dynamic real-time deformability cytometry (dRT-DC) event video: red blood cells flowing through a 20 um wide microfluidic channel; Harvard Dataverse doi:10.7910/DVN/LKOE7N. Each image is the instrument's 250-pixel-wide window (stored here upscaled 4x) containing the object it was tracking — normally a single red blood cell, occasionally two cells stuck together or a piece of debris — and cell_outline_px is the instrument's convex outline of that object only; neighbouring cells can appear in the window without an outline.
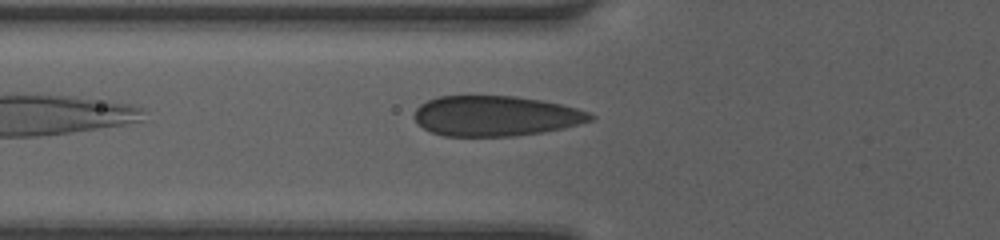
{"species": "human", "species_latin": "Homo sapiens", "temperature_condition": "room temperature", "stored_images_in_passage": 13, "camera_frame_rate_fps": 3000, "um_per_image_px": 0.085, "donor": {"sex": "female"}, "frame": {"image": 1, "passage_image": 3, "time_ms": 0.667, "image_size_px": [1000, 240], "cell_outline_px": [[596, 116], [592, 120], [564, 128], [544, 132], [516, 136], [444, 136], [432, 132], [424, 128], [412, 116], [416, 108], [420, 104], [428, 100], [440, 96], [516, 96], [540, 100], [560, 104], [576, 108], [588, 112]], "centroid_in_image_um": [42.12, 9.86], "position_along_channel_um": 83.7, "area_um2": 41.33}}
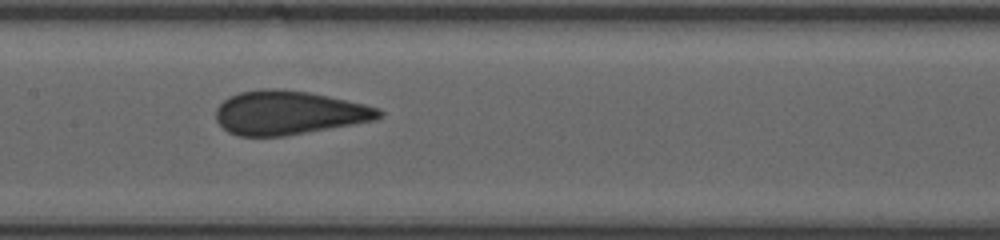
{"frame": {"image": 2, "passage_image": 10, "time_ms": 3.0, "image_size_px": [1000, 240], "cell_outline_px": [[384, 112], [376, 120], [284, 136], [240, 136], [228, 132], [216, 120], [216, 108], [228, 96], [240, 92], [264, 88], [284, 88], [308, 92], [328, 96], [364, 104], [380, 108]], "centroid_in_image_um": [24.53, 9.57], "position_along_channel_um": 182.9, "area_um2": 41.62}}